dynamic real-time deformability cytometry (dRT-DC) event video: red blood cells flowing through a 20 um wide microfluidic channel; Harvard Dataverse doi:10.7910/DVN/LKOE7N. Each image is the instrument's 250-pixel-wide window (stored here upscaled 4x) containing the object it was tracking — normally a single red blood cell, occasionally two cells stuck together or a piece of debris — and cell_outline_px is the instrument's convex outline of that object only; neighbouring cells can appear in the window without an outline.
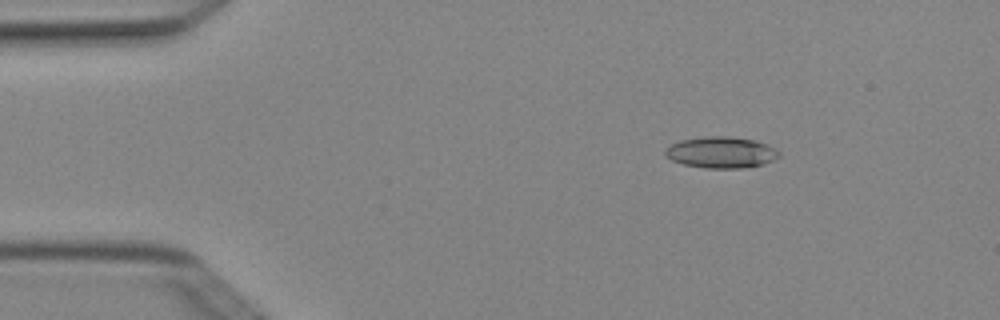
{"species": "Egyptian fruit bat (a non-hibernating species)", "species_latin": "Rousettus aegyptiacus", "temperature_condition": "cold", "stored_images_in_passage": 5, "camera_frame_rate_fps": 3000, "um_per_image_px": 0.085, "animal": {"sex": "female"}, "frame": {"image": 1, "passage_image": 1, "time_ms": 0.0, "image_size_px": [1000, 320], "cell_outline_px": [[780, 156], [764, 164], [744, 168], [704, 168], [684, 164], [672, 160], [664, 156], [664, 152], [672, 144], [680, 140], [712, 136], [724, 136], [756, 140], [768, 144], [780, 152]], "centroid_in_image_um": [61.32, 12.96], "position_along_channel_um": 23.7, "area_um2": 20.69}}
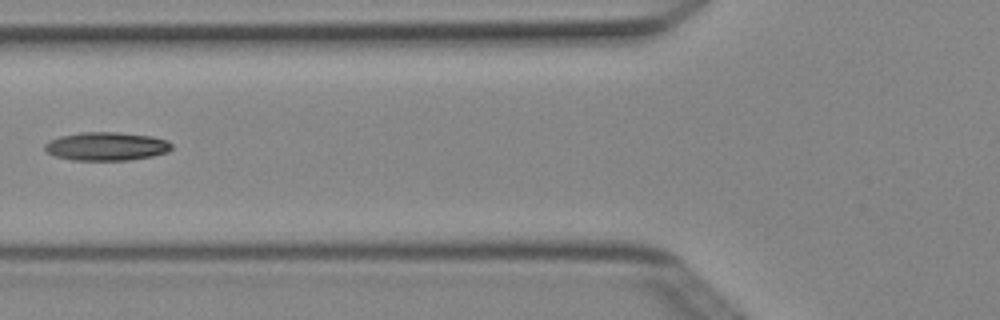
{"frame": {"image": 2, "passage_image": 4, "time_ms": 1.0, "image_size_px": [1000, 320], "cell_outline_px": [[172, 148], [168, 152], [152, 156], [128, 160], [72, 160], [56, 156], [48, 152], [44, 148], [44, 144], [48, 140], [60, 136], [80, 132], [120, 132], [152, 136], [168, 140], [172, 144]], "centroid_in_image_um": [9.06, 12.43], "position_along_channel_um": 116.7, "area_um2": 21.15}}
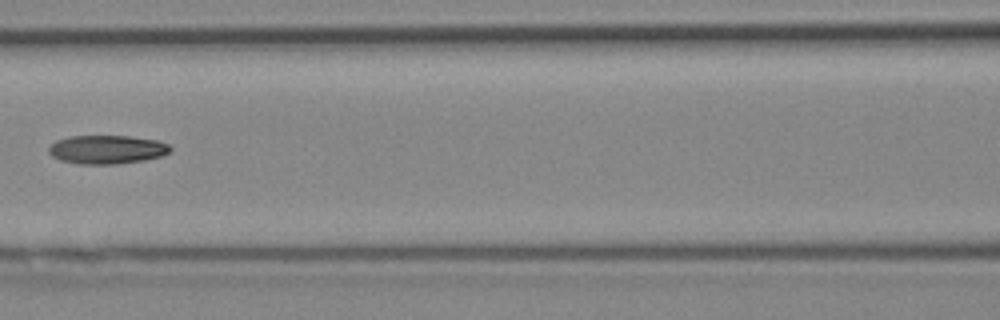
{"frame": {"image": 3, "passage_image": 5, "time_ms": 1.333, "image_size_px": [1000, 320], "cell_outline_px": [[172, 148], [168, 152], [160, 156], [144, 160], [116, 164], [80, 164], [60, 160], [52, 156], [48, 152], [48, 148], [56, 140], [68, 136], [132, 136], [156, 140], [168, 144]], "centroid_in_image_um": [9.06, 12.7], "position_along_channel_um": 157.5, "area_um2": 20.29}}